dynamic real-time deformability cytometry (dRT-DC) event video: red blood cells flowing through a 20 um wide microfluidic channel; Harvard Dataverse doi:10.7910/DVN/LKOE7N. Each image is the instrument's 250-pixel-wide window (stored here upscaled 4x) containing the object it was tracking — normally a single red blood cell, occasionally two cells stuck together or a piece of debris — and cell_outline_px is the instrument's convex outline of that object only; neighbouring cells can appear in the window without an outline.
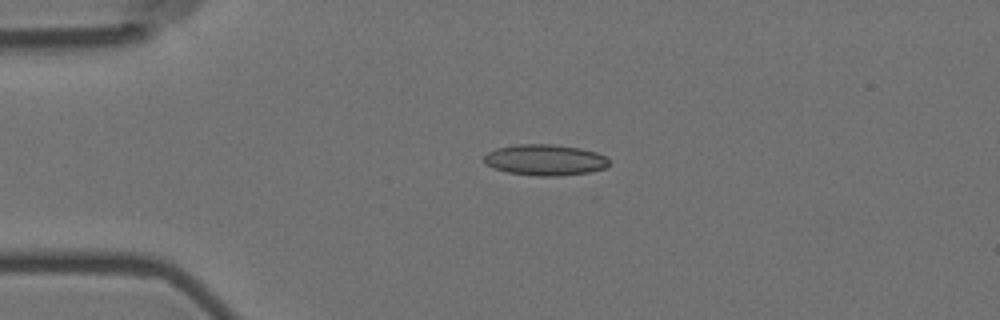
{"species": "Egyptian fruit bat (a non-hibernating species)", "species_latin": "Rousettus aegyptiacus", "temperature_condition": "room temperature", "stored_images_in_passage": 4, "camera_frame_rate_fps": 3000, "um_per_image_px": 0.085, "animal": {"sex": "female"}, "frame": {"image": 1, "passage_image": 3, "time_ms": 2.333, "image_size_px": [1000, 320], "cell_outline_px": [[608, 164], [604, 168], [588, 172], [556, 176], [540, 176], [508, 172], [496, 168], [488, 164], [484, 160], [484, 156], [488, 152], [496, 148], [516, 144], [552, 144], [580, 148], [596, 152], [604, 156], [608, 160]], "centroid_in_image_um": [46.33, 13.58], "position_along_channel_um": 38.7, "area_um2": 22.25}}